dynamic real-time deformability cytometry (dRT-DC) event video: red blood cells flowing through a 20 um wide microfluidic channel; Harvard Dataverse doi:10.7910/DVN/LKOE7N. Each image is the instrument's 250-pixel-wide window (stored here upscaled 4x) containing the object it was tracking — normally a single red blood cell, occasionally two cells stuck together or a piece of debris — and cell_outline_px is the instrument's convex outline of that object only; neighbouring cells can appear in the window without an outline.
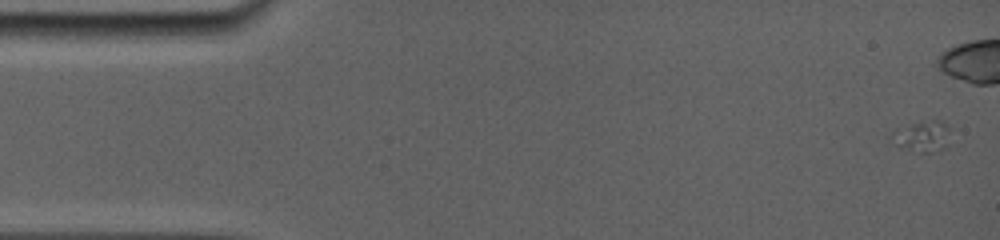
{"species": "common noctule bat (a hibernating species)", "species_latin": "Nyctalus noctula", "temperature_condition": "room temperature", "stored_images_in_passage": 33, "camera_frame_rate_fps": 5000, "um_per_image_px": 0.085, "animal": {"sex": "female", "body_mass_g": 19.0, "forearm_length_mm": 56.7}, "frame": {"image": 1, "passage_image": 1, "time_ms": 0.0, "image_size_px": [1000, 240], "cell_outline_px": [[952, 128], [948, 144], [944, 148], [932, 152], [920, 152], [900, 148], [892, 144], [888, 136], [896, 128], [920, 120], [940, 120]], "centroid_in_image_um": [78.37, 11.56], "position_along_channel_um": 6.6, "area_um2": 11.27}}